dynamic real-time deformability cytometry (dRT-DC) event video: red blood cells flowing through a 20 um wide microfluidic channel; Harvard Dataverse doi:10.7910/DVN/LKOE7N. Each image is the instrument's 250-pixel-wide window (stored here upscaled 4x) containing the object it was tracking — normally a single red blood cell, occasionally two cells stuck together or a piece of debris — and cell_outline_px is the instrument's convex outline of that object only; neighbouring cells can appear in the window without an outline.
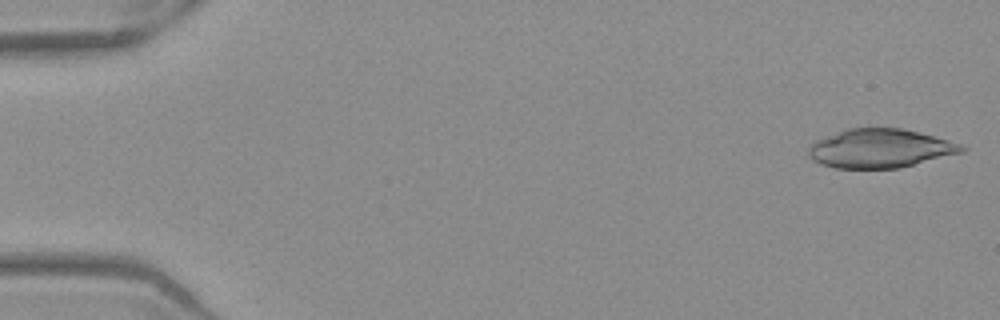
{"species": "Egyptian fruit bat (a non-hibernating species)", "species_latin": "Rousettus aegyptiacus", "temperature_condition": "warm", "stored_images_in_passage": 51, "camera_frame_rate_fps": 3000, "um_per_image_px": 0.085, "frame": {"image": 1, "passage_image": 1, "time_ms": 0.0, "image_size_px": [1000, 320], "cell_outline_px": [[968, 148], [964, 152], [900, 168], [836, 168], [820, 164], [812, 160], [808, 156], [808, 148], [816, 140], [848, 128], [900, 128], [948, 140]], "centroid_in_image_um": [74.79, 12.63], "position_along_channel_um": 10.2, "area_um2": 34.45}}